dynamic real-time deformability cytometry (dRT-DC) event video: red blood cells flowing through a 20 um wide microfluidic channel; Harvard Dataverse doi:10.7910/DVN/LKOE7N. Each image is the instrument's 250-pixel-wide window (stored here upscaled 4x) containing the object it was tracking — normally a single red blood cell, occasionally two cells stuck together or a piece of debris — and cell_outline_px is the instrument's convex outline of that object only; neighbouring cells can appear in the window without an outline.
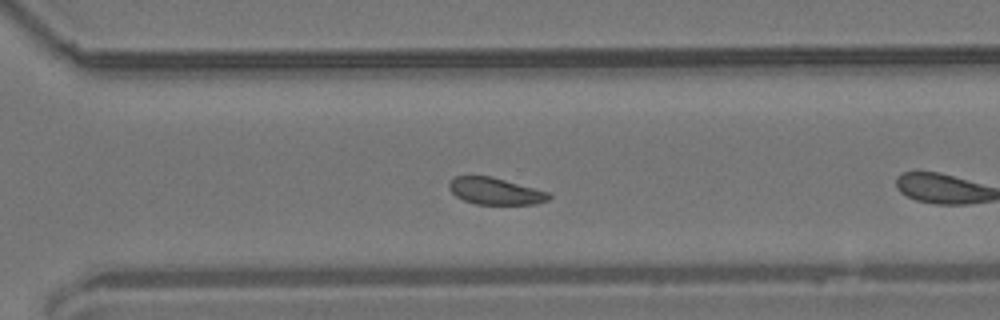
{"species": "common noctule bat (a hibernating species)", "species_latin": "Nyctalus noctula", "temperature_condition": "room temperature", "stored_images_in_passage": 40, "camera_frame_rate_fps": 3000, "um_per_image_px": 0.085, "animal": {"sex": "male", "body_mass_g": 19.2, "forearm_length_mm": 51.8}, "frame": {"image": 1, "passage_image": 23, "time_ms": 7.333, "image_size_px": [1000, 320], "cell_outline_px": [[552, 196], [548, 200], [536, 204], [476, 204], [464, 200], [456, 196], [448, 188], [448, 184], [456, 176], [492, 176], [548, 192]], "centroid_in_image_um": [42.1, 16.25], "position_along_channel_um": 328.5, "area_um2": 15.49}, "authors_computed_cell_mechanics": {"area_um2": 16.7042, "velocity_mm_per_s": 3.7657, "shape_relaxation_time_tau1_ms": 5.5156, "shape_relaxation_time_tau2_ms": 1.992, "deformation_change_tau1": 0.0828, "deformation_change_tau2": 0.0528}}